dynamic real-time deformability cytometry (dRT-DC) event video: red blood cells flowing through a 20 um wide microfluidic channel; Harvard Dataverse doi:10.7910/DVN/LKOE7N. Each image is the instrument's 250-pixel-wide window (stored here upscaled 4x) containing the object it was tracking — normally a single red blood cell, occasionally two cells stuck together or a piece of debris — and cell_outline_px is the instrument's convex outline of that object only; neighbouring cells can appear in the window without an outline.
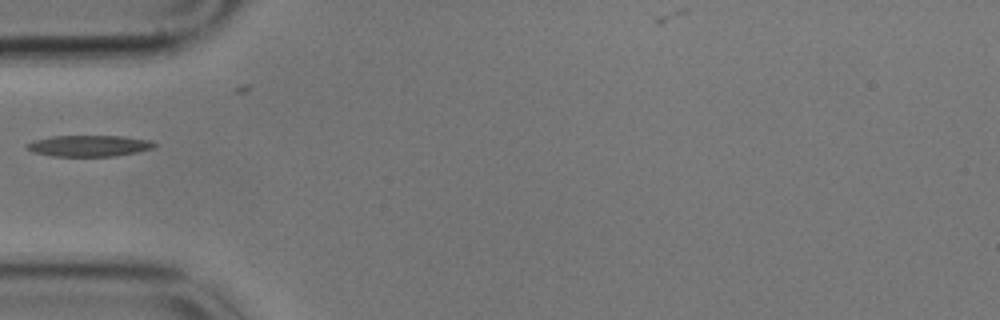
{"species": "common noctule bat (a hibernating species)", "species_latin": "Nyctalus noctula", "temperature_condition": "cold", "stored_images_in_passage": 6, "camera_frame_rate_fps": 3000, "um_per_image_px": 0.085, "animal": {"sex": "male", "body_mass_g": 17.9}, "frame": {"image": 1, "passage_image": 1, "time_ms": 0.0, "image_size_px": [1000, 320], "cell_outline_px": [[156, 144], [152, 148], [136, 152], [116, 156], [52, 156], [32, 152], [24, 144], [36, 140], [52, 136], [124, 136], [152, 140]], "centroid_in_image_um": [7.58, 12.39], "position_along_channel_um": 77.4, "area_um2": 15.72}}